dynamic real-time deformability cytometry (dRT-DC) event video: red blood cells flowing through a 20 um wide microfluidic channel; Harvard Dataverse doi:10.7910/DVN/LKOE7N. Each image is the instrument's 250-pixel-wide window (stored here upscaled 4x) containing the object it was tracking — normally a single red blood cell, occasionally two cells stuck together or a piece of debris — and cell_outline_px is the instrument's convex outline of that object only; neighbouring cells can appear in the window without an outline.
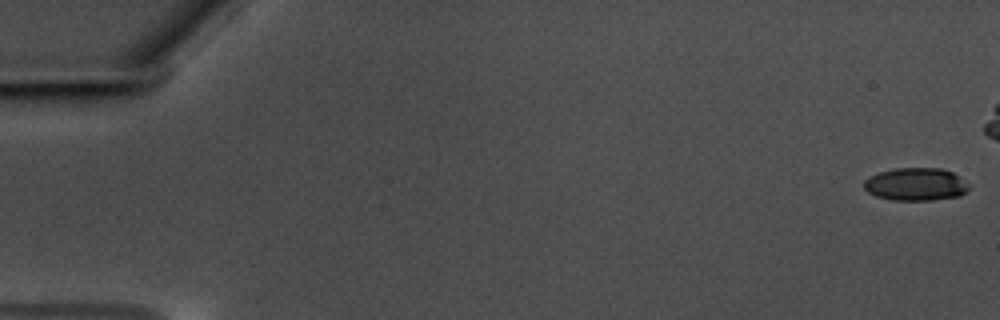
{"species": "common noctule bat (a hibernating species)", "species_latin": "Nyctalus noctula", "temperature_condition": "warm", "stored_images_in_passage": 30, "camera_frame_rate_fps": 3000, "um_per_image_px": 0.085, "animal": {"sex": "male", "body_mass_g": 17.5, "forearm_length_mm": 52.3}, "frame": {"image": 1, "passage_image": 1, "time_ms": 0.0, "image_size_px": [1000, 320], "cell_outline_px": [[968, 188], [960, 196], [932, 200], [892, 200], [876, 196], [868, 192], [864, 188], [864, 180], [868, 176], [880, 172], [896, 168], [940, 168], [952, 172], [960, 176], [968, 184]], "centroid_in_image_um": [77.83, 15.66], "position_along_channel_um": 7.2, "area_um2": 20.06}}
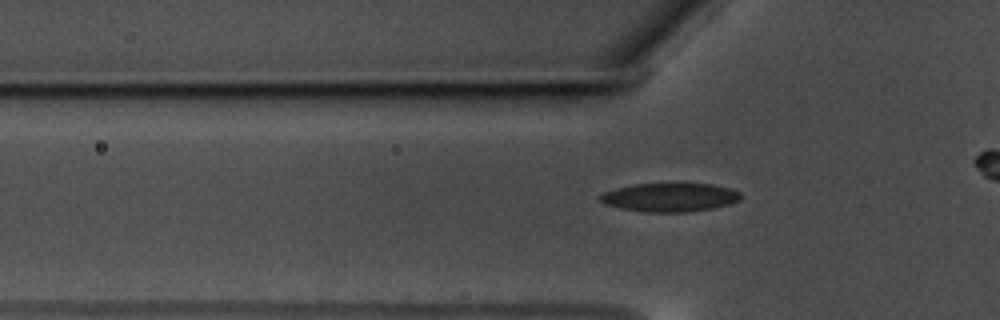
{"frame": {"image": 2, "passage_image": 20, "time_ms": 6.333, "image_size_px": [1000, 320], "cell_outline_px": [[744, 196], [740, 200], [728, 204], [712, 208], [688, 212], [644, 212], [620, 208], [604, 204], [600, 200], [600, 196], [604, 192], [616, 188], [632, 184], [712, 184], [728, 188], [740, 192]], "centroid_in_image_um": [56.94, 16.78], "position_along_channel_um": 68.9, "area_um2": 23.41}}
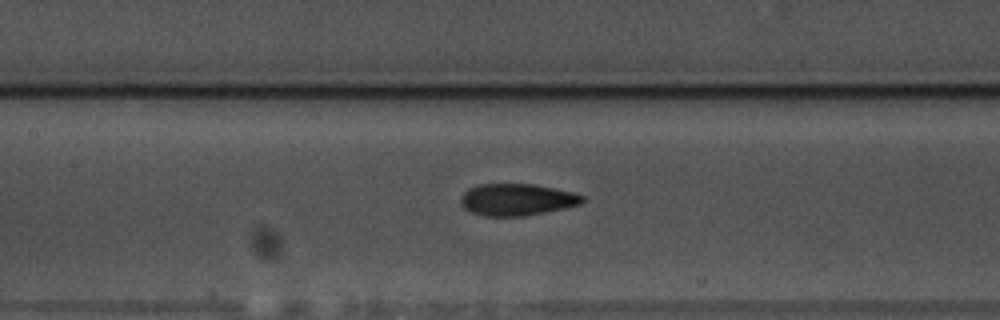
{"frame": {"image": 3, "passage_image": 28, "time_ms": 9.0, "image_size_px": [1000, 320], "cell_outline_px": [[584, 200], [580, 204], [564, 208], [524, 216], [484, 216], [472, 212], [464, 208], [460, 204], [460, 200], [464, 192], [468, 188], [480, 184], [536, 184], [572, 192], [584, 196]], "centroid_in_image_um": [43.91, 16.96], "position_along_channel_um": 163.5, "area_um2": 22.54}}